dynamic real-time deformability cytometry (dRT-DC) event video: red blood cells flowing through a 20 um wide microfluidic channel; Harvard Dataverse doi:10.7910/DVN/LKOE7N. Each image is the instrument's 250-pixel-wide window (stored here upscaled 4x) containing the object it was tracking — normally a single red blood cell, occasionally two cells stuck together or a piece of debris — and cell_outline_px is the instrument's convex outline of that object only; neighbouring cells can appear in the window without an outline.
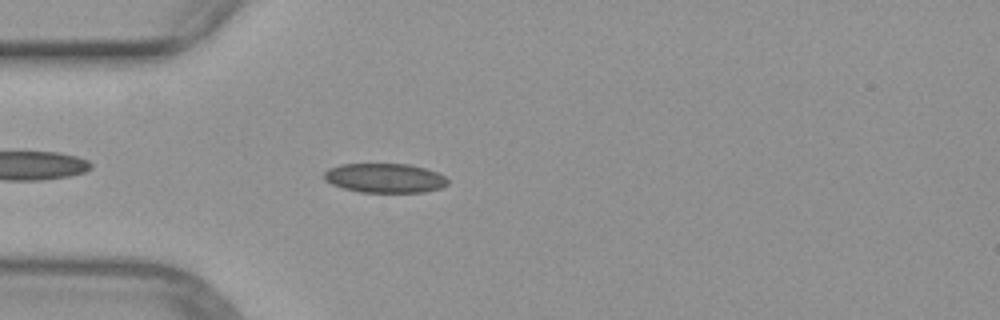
{"species": "common noctule bat (a hibernating species)", "species_latin": "Nyctalus noctula", "temperature_condition": "warm", "stored_images_in_passage": 39, "camera_frame_rate_fps": 3000, "um_per_image_px": 0.085, "animal": {"sex": "female", "body_mass_g": 29.2, "forearm_length_mm": 56.3}, "frame": {"image": 1, "passage_image": 3, "time_ms": 0.667, "image_size_px": [1000, 320], "cell_outline_px": [[448, 184], [440, 188], [424, 192], [360, 192], [344, 188], [332, 184], [324, 180], [324, 172], [328, 168], [340, 164], [408, 164], [424, 168], [436, 172], [444, 176], [448, 180]], "centroid_in_image_um": [32.69, 15.13], "position_along_channel_um": 52.3, "area_um2": 21.1}}
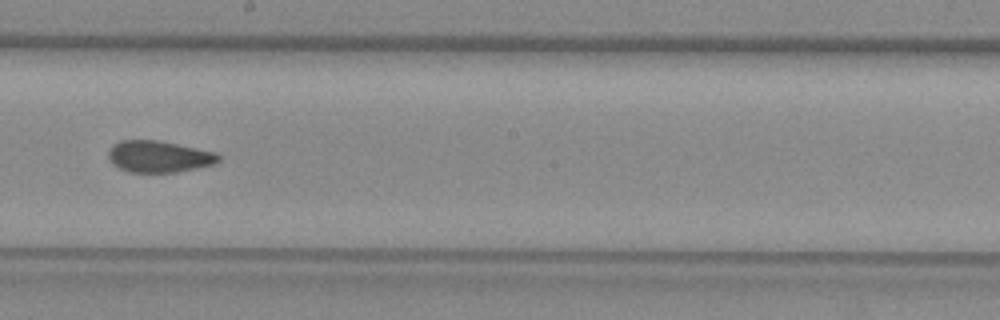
{"frame": {"image": 2, "passage_image": 17, "time_ms": 5.333, "image_size_px": [1000, 320], "cell_outline_px": [[220, 160], [212, 164], [196, 168], [176, 172], [128, 172], [112, 164], [108, 156], [108, 152], [112, 144], [120, 140], [156, 140], [216, 152], [220, 156]], "centroid_in_image_um": [13.47, 13.3], "position_along_channel_um": 234.7, "area_um2": 20.17}}
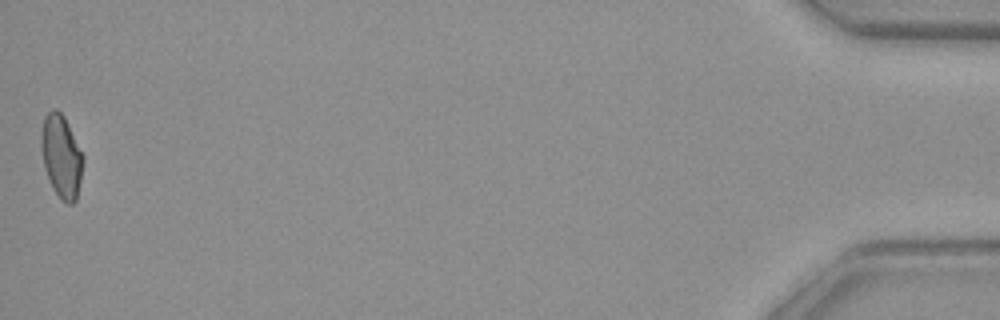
{"frame": {"image": 3, "passage_image": 39, "time_ms": 12.667, "image_size_px": [1000, 320], "cell_outline_px": [[84, 160], [76, 200], [72, 204], [68, 204], [60, 200], [52, 188], [44, 168], [40, 144], [40, 136], [44, 116], [52, 108], [56, 108], [64, 116], [84, 156]], "centroid_in_image_um": [5.2, 13.28], "position_along_channel_um": 430.0, "area_um2": 20.46}}